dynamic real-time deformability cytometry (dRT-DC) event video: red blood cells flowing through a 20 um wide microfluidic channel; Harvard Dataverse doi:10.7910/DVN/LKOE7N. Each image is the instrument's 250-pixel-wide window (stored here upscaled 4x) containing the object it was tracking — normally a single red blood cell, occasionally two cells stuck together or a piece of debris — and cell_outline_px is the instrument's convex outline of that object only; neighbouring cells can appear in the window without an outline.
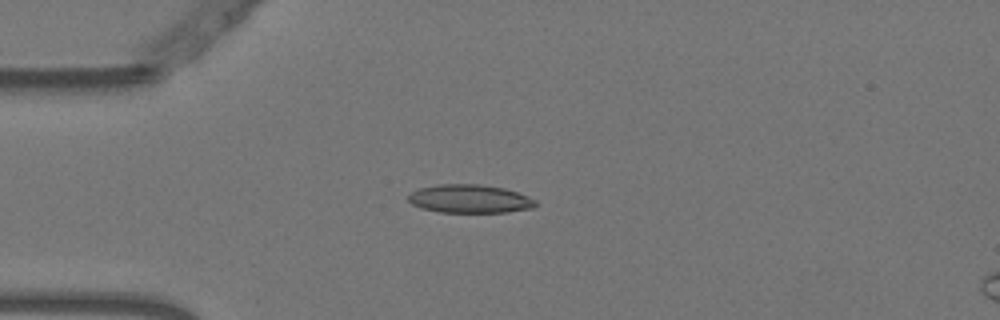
{"species": "Egyptian fruit bat (a non-hibernating species)", "species_latin": "Rousettus aegyptiacus", "temperature_condition": "warm", "stored_images_in_passage": 50, "camera_frame_rate_fps": 3000, "um_per_image_px": 0.085, "animal": {"sex": "female"}, "frame": {"image": 1, "passage_image": 13, "time_ms": 4.0, "image_size_px": [1000, 320], "cell_outline_px": [[536, 204], [532, 208], [508, 212], [440, 212], [420, 208], [412, 204], [408, 200], [408, 196], [412, 192], [420, 188], [440, 184], [480, 184], [504, 188], [528, 196], [536, 200]], "centroid_in_image_um": [39.92, 16.9], "position_along_channel_um": 45.1, "area_um2": 20.98}}
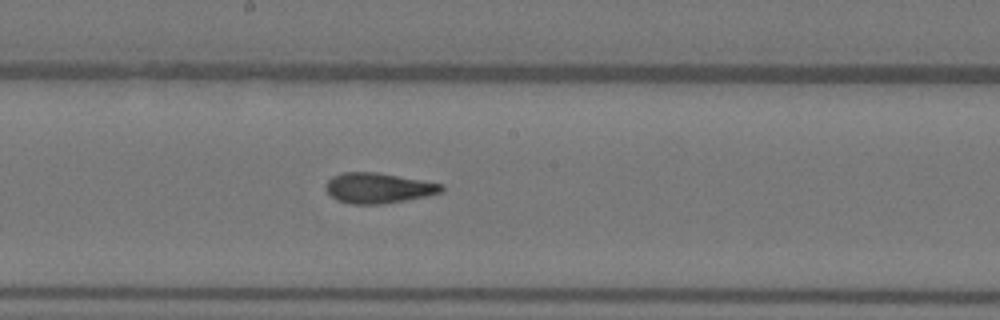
{"frame": {"image": 2, "passage_image": 28, "time_ms": 9.0, "image_size_px": [1000, 320], "cell_outline_px": [[444, 188], [440, 192], [428, 196], [380, 204], [352, 204], [336, 200], [324, 188], [324, 184], [332, 176], [340, 172], [376, 172], [444, 184]], "centroid_in_image_um": [32.11, 15.97], "position_along_channel_um": 216.1, "area_um2": 20.46}}
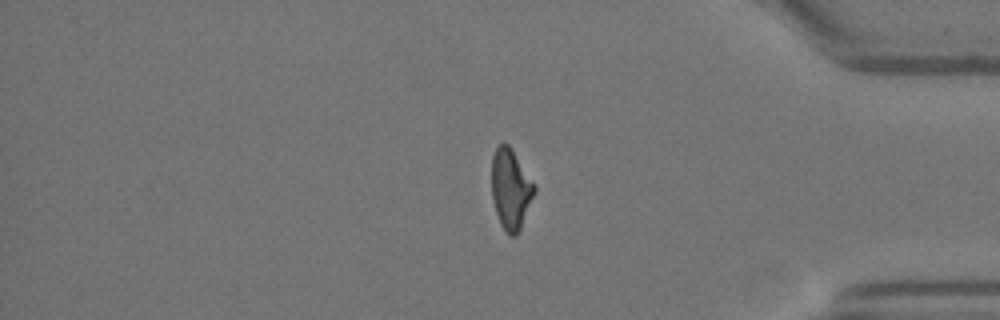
{"frame": {"image": 3, "passage_image": 44, "time_ms": 14.333, "image_size_px": [1000, 320], "cell_outline_px": [[536, 188], [520, 228], [516, 236], [508, 236], [500, 224], [496, 212], [492, 196], [492, 156], [496, 148], [500, 144], [508, 144], [536, 184]], "centroid_in_image_um": [43.4, 16.07], "position_along_channel_um": 391.8, "area_um2": 19.77}}